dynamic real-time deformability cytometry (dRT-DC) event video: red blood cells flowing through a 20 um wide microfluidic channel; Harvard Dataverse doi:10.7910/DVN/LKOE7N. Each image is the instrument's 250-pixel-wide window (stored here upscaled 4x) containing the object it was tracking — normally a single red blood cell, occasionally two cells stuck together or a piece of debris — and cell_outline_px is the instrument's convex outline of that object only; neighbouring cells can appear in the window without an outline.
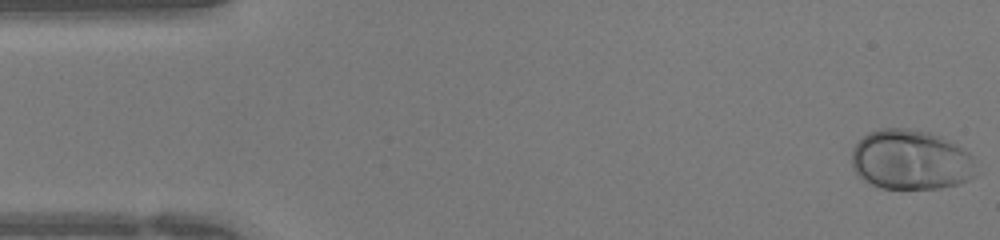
{"species": "human", "species_latin": "Homo sapiens", "temperature_condition": "warm", "stored_images_in_passage": 44, "camera_frame_rate_fps": 3000, "um_per_image_px": 0.085, "donor": {"sex": "female"}, "frame": {"image": 1, "passage_image": 1, "time_ms": 0.0, "image_size_px": [1000, 240], "cell_outline_px": [[976, 176], [968, 180], [956, 184], [940, 188], [880, 188], [868, 184], [856, 172], [852, 164], [852, 148], [868, 132], [880, 128], [908, 128], [928, 132], [940, 136], [956, 144], [968, 152], [972, 156]], "centroid_in_image_um": [77.4, 13.58], "position_along_channel_um": 7.6, "area_um2": 43.47}}
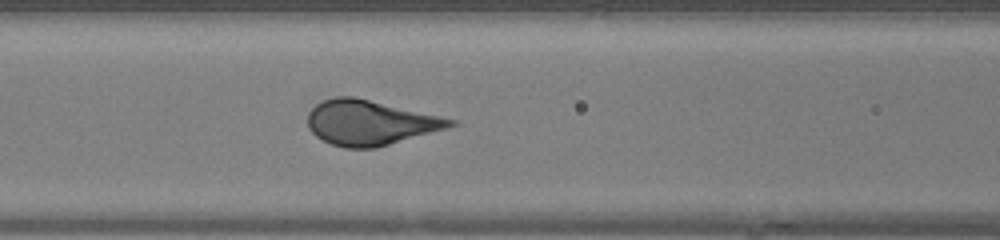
{"frame": {"image": 2, "passage_image": 18, "time_ms": 5.667, "image_size_px": [1000, 240], "cell_outline_px": [[460, 124], [376, 148], [344, 148], [332, 144], [316, 136], [308, 128], [308, 112], [316, 104], [324, 100], [336, 96], [352, 96], [456, 120]], "centroid_in_image_um": [31.42, 10.43], "position_along_channel_um": 135.2, "area_um2": 36.82}}
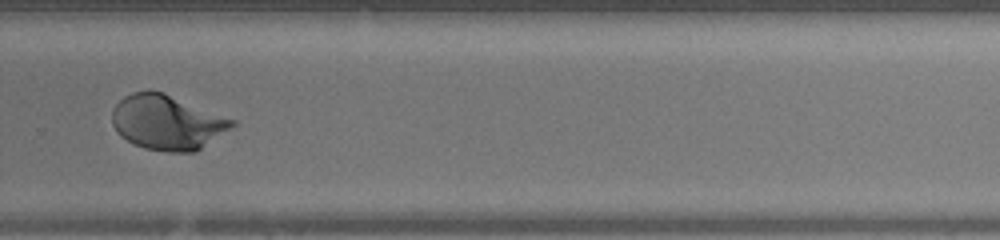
{"frame": {"image": 3, "passage_image": 30, "time_ms": 9.667, "image_size_px": [1000, 240], "cell_outline_px": [[236, 124], [232, 128], [196, 152], [164, 152], [144, 148], [120, 136], [116, 132], [112, 124], [112, 108], [124, 96], [132, 92], [148, 88], [152, 88], [164, 92], [236, 120]], "centroid_in_image_um": [14.2, 10.38], "position_along_channel_um": 315.6, "area_um2": 38.9}}